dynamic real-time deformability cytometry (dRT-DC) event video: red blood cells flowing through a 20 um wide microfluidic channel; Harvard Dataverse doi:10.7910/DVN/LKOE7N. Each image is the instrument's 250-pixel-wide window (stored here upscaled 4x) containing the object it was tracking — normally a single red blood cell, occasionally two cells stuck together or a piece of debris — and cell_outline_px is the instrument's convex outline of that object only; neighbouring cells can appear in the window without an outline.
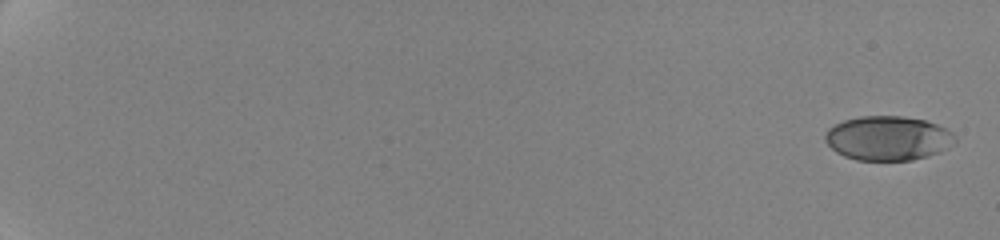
{"species": "human", "species_latin": "Homo sapiens", "temperature_condition": "cold", "stored_images_in_passage": 41, "camera_frame_rate_fps": 3000, "um_per_image_px": 0.085, "donor": {"sex": "female"}, "frame": {"image": 1, "passage_image": 1, "time_ms": 0.0, "image_size_px": [1000, 240], "cell_outline_px": [[956, 140], [948, 148], [940, 152], [928, 156], [912, 160], [856, 160], [844, 156], [836, 152], [824, 140], [824, 136], [828, 128], [844, 120], [860, 116], [900, 116], [924, 120], [936, 124], [952, 132], [956, 136]], "centroid_in_image_um": [75.47, 11.75], "position_along_channel_um": 9.5, "area_um2": 33.58}}
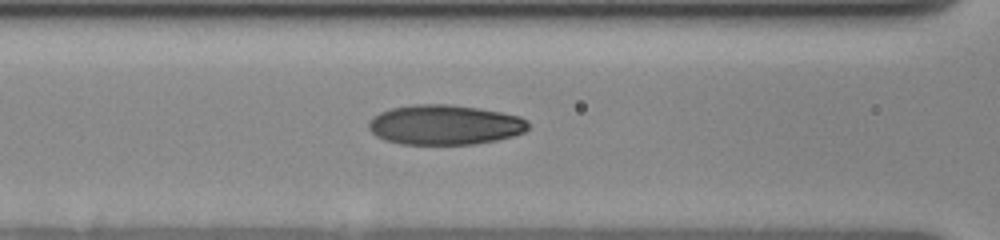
{"frame": {"image": 2, "passage_image": 34, "time_ms": 9.667, "image_size_px": [1000, 240], "cell_outline_px": [[528, 128], [524, 132], [512, 136], [496, 140], [476, 144], [400, 144], [384, 140], [376, 136], [368, 128], [368, 120], [372, 116], [380, 112], [392, 108], [412, 104], [448, 104], [476, 108], [500, 112], [520, 116], [528, 120]], "centroid_in_image_um": [37.77, 10.61], "position_along_channel_um": 128.8, "area_um2": 37.22}}
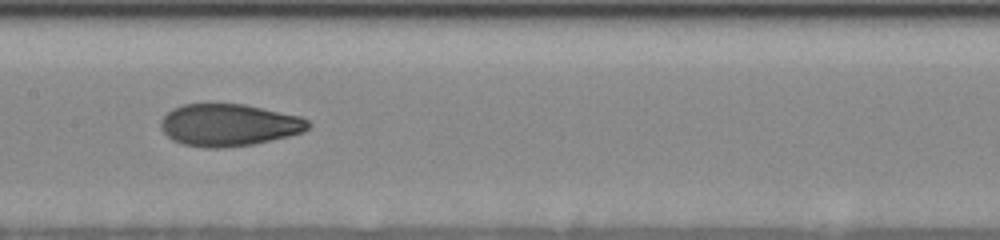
{"frame": {"image": 3, "passage_image": 40, "time_ms": 11.333, "image_size_px": [1000, 240], "cell_outline_px": [[312, 124], [304, 132], [288, 136], [252, 144], [220, 148], [208, 148], [184, 144], [172, 140], [160, 128], [160, 120], [172, 108], [184, 104], [244, 104], [300, 116], [308, 120]], "centroid_in_image_um": [19.45, 10.62], "position_along_channel_um": 188.0, "area_um2": 36.13}}